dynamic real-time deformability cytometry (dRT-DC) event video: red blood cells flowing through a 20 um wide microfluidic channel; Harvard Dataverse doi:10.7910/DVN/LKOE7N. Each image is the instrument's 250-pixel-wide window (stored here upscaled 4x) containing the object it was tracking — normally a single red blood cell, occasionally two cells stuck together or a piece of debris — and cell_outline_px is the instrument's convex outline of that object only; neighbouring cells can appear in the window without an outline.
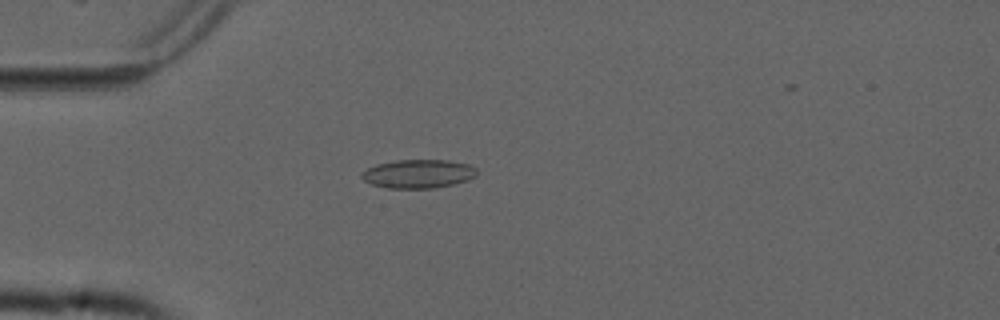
{"species": "common noctule bat (a hibernating species)", "species_latin": "Nyctalus noctula", "temperature_condition": "cold", "stored_images_in_passage": 10, "camera_frame_rate_fps": 3000, "um_per_image_px": 0.085, "animal": {"sex": "male", "forearm_length_mm": 52.5}, "frame": {"image": 1, "passage_image": 3, "time_ms": 0.667, "image_size_px": [1000, 320], "cell_outline_px": [[476, 176], [468, 180], [452, 184], [432, 188], [388, 188], [372, 184], [364, 180], [360, 176], [360, 172], [376, 164], [396, 160], [448, 160], [468, 164], [476, 168]], "centroid_in_image_um": [35.53, 14.77], "position_along_channel_um": 49.5, "area_um2": 19.19}}
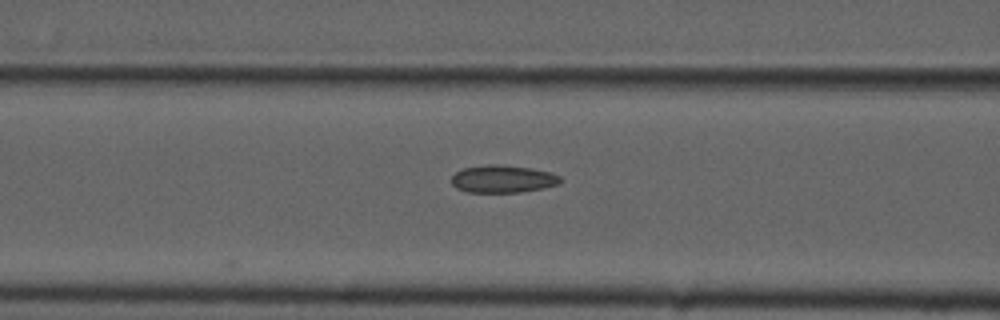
{"frame": {"image": 2, "passage_image": 10, "time_ms": 3.0, "image_size_px": [1000, 320], "cell_outline_px": [[564, 180], [560, 184], [544, 188], [520, 192], [468, 192], [456, 188], [452, 184], [452, 176], [456, 172], [464, 168], [488, 164], [500, 164], [528, 168], [552, 172], [560, 176]], "centroid_in_image_um": [42.78, 15.21], "position_along_channel_um": 123.8, "area_um2": 17.57}}